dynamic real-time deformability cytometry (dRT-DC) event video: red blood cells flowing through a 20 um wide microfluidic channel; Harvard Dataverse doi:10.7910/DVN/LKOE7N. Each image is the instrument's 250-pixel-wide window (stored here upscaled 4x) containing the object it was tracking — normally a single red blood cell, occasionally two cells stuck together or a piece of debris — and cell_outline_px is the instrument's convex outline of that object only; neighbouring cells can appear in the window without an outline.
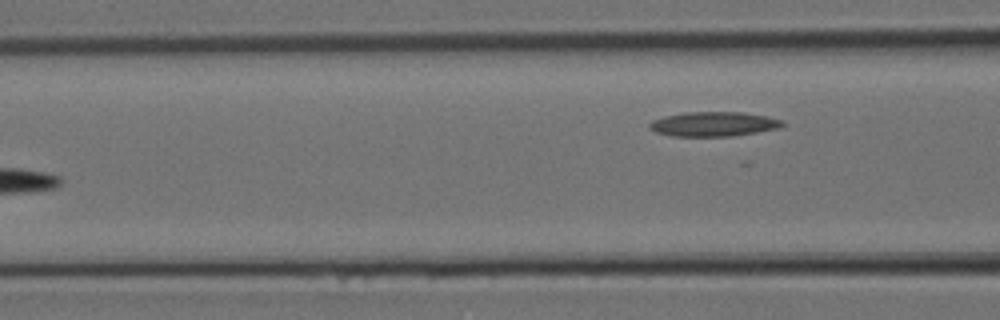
{"species": "Egyptian fruit bat (a non-hibernating species)", "species_latin": "Rousettus aegyptiacus", "temperature_condition": "room temperature", "stored_images_in_passage": 9, "segment_of_instrument_passage": [2, 2], "camera_frame_rate_fps": 3000, "um_per_image_px": 0.085, "animal": {"sex": "female"}, "frame": {"image": 1, "passage_image": 9, "time_ms": 2.667, "image_size_px": [1000, 320], "cell_outline_px": [[784, 124], [780, 128], [732, 136], [672, 136], [656, 132], [648, 124], [652, 120], [664, 116], [684, 112], [744, 112], [768, 116], [780, 120]], "centroid_in_image_um": [60.66, 10.54], "position_along_channel_um": 105.9, "area_um2": 18.96}}